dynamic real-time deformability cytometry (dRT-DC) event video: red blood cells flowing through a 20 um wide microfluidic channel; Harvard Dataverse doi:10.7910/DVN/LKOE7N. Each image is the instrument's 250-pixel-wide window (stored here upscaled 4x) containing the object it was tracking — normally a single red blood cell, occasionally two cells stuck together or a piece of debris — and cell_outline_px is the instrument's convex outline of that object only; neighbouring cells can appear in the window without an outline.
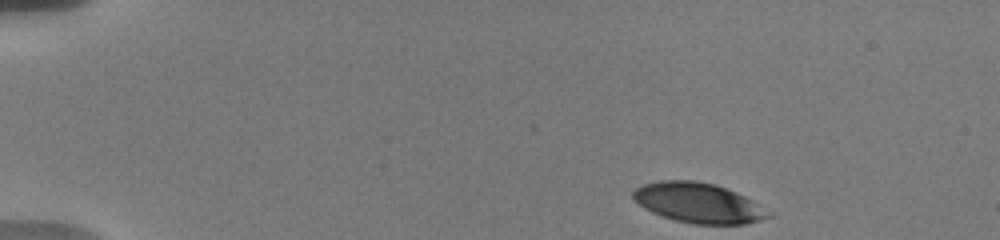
{"species": "human", "species_latin": "Homo sapiens", "temperature_condition": "warm", "stored_images_in_passage": 11, "camera_frame_rate_fps": 3000, "um_per_image_px": 0.085, "donor": {"sex": "male"}, "frame": {"image": 1, "passage_image": 1, "time_ms": 0.0, "image_size_px": [1000, 240], "cell_outline_px": [[776, 216], [744, 224], [692, 224], [676, 220], [652, 212], [644, 208], [632, 196], [632, 192], [636, 188], [644, 184], [660, 180], [696, 180], [716, 184], [736, 192], [776, 212]], "centroid_in_image_um": [59.45, 17.24], "position_along_channel_um": 25.5, "area_um2": 31.85}}
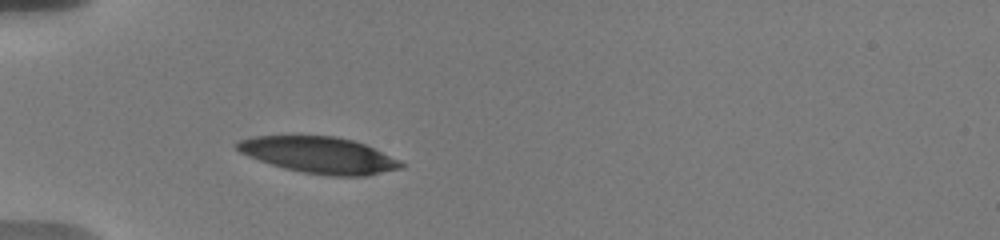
{"frame": {"image": 2, "passage_image": 7, "time_ms": 3.333, "image_size_px": [1000, 240], "cell_outline_px": [[404, 168], [364, 176], [332, 176], [304, 172], [284, 168], [248, 156], [240, 152], [236, 148], [236, 140], [252, 136], [336, 136], [352, 140], [364, 144], [404, 164]], "centroid_in_image_um": [27.07, 13.17], "position_along_channel_um": 57.9, "area_um2": 34.28}}
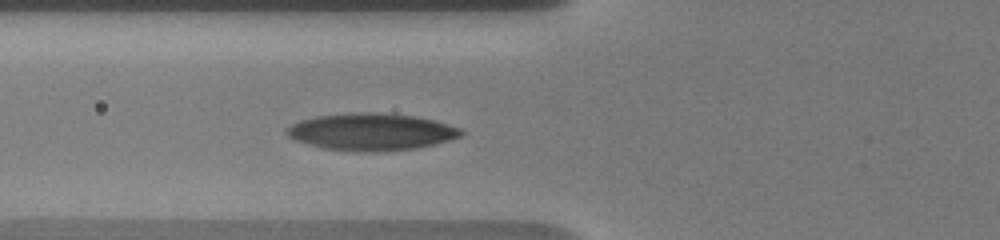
{"frame": {"image": 3, "passage_image": 11, "time_ms": 4.667, "image_size_px": [1000, 240], "cell_outline_px": [[464, 132], [460, 136], [448, 140], [416, 148], [372, 152], [324, 148], [308, 144], [296, 140], [288, 136], [284, 132], [284, 128], [300, 120], [316, 116], [352, 112], [412, 116], [432, 120], [460, 128]], "centroid_in_image_um": [31.49, 11.21], "position_along_channel_um": 94.3, "area_um2": 36.93}}